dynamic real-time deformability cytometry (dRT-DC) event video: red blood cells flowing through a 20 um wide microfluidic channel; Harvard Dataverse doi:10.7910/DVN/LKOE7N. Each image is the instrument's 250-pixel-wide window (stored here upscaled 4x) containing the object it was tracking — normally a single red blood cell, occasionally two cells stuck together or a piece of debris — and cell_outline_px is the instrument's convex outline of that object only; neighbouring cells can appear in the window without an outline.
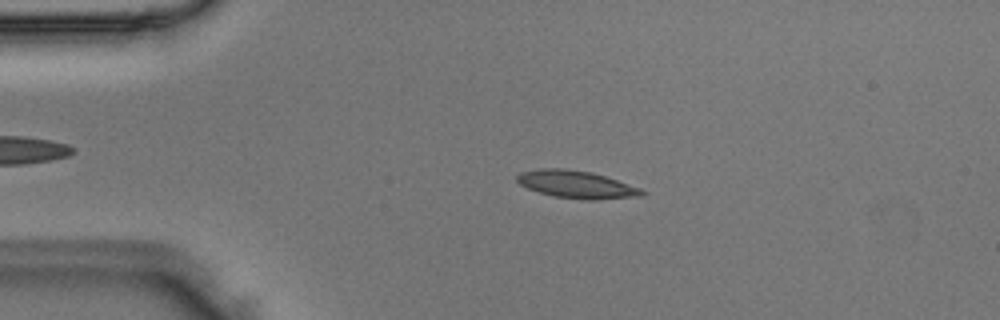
{"species": "Egyptian fruit bat (a non-hibernating species)", "species_latin": "Rousettus aegyptiacus", "temperature_condition": "room temperature", "stored_images_in_passage": 49, "camera_frame_rate_fps": 3000, "um_per_image_px": 0.085, "animal": {"sex": "male"}, "frame": {"image": 1, "passage_image": 10, "time_ms": 3.0, "image_size_px": [1000, 320], "cell_outline_px": [[648, 192], [644, 196], [596, 200], [584, 200], [552, 196], [528, 188], [520, 184], [516, 180], [516, 176], [520, 172], [540, 168], [564, 168], [592, 172], [640, 188]], "centroid_in_image_um": [49.01, 15.68], "position_along_channel_um": 36.0, "area_um2": 20.17}}
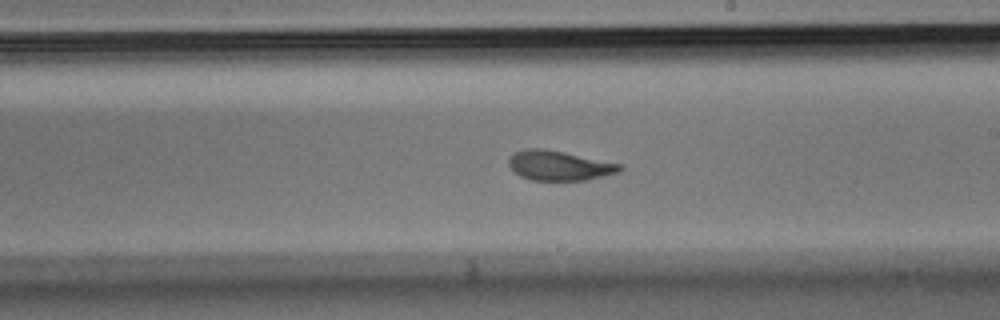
{"frame": {"image": 2, "passage_image": 28, "time_ms": 9.0, "image_size_px": [1000, 320], "cell_outline_px": [[624, 168], [620, 172], [588, 180], [532, 180], [520, 176], [508, 164], [508, 156], [512, 152], [524, 148], [544, 148], [564, 152], [620, 164]], "centroid_in_image_um": [47.5, 14.06], "position_along_channel_um": 241.5, "area_um2": 19.36}}
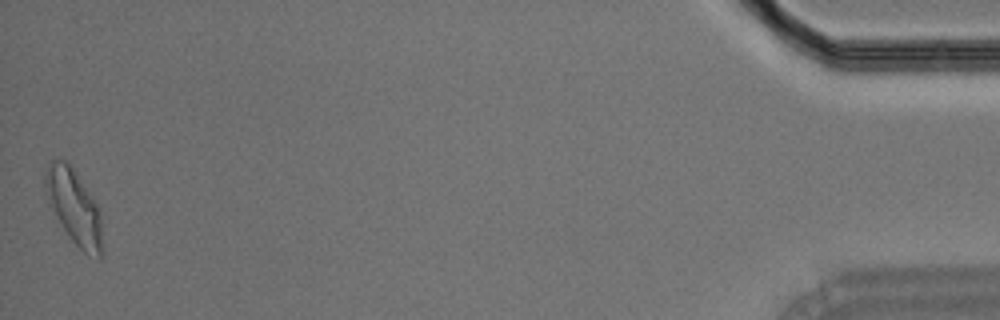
{"frame": {"image": 3, "passage_image": 49, "time_ms": 16.0, "image_size_px": [1000, 320], "cell_outline_px": [[104, 252], [100, 260], [84, 252], [72, 240], [48, 208], [44, 192], [44, 172], [48, 164], [52, 160], [64, 160], [72, 168], [92, 196], [100, 212]], "centroid_in_image_um": [6.27, 17.63], "position_along_channel_um": 428.9, "area_um2": 25.26}}